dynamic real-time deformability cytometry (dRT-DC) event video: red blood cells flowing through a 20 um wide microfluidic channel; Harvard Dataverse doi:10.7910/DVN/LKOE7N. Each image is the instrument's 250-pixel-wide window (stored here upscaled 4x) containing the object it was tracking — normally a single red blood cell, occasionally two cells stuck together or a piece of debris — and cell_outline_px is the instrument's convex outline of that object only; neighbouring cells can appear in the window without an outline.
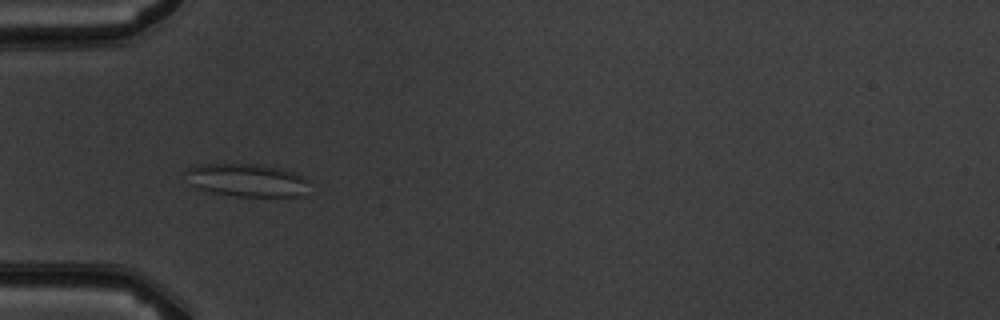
{"species": "common noctule bat (a hibernating species)", "species_latin": "Nyctalus noctula", "temperature_condition": "warm", "stored_images_in_passage": 9, "camera_frame_rate_fps": 3000, "um_per_image_px": 0.085, "animal": {"sex": "male", "body_mass_g": 19.5, "forearm_length_mm": 54.6}, "frame": {"image": 1, "passage_image": 6, "time_ms": 5.667, "image_size_px": [1000, 320], "cell_outline_px": [[308, 180], [300, 196], [232, 196], [212, 192], [200, 188], [192, 184], [184, 172], [188, 168], [196, 164], [256, 164], [276, 168], [292, 172], [304, 176]], "centroid_in_image_um": [20.93, 15.3], "position_along_channel_um": 64.1, "area_um2": 23.24}}
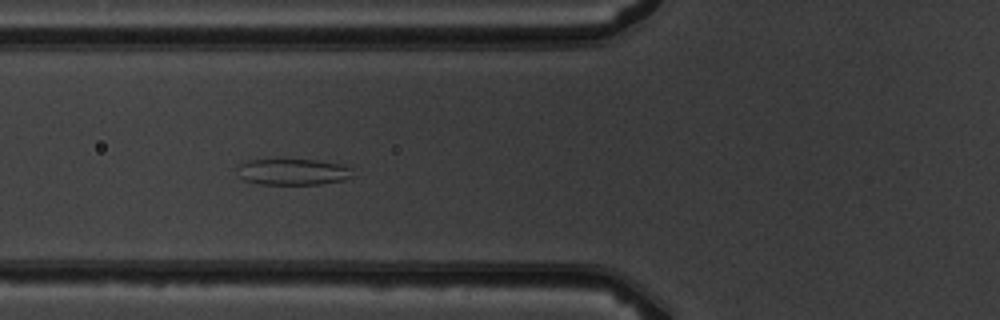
{"frame": {"image": 2, "passage_image": 7, "time_ms": 6.667, "image_size_px": [1000, 320], "cell_outline_px": [[352, 176], [344, 180], [320, 184], [260, 184], [244, 180], [240, 176], [236, 168], [240, 164], [248, 160], [316, 160], [344, 164], [352, 168]], "centroid_in_image_um": [24.92, 14.61], "position_along_channel_um": 100.9, "area_um2": 17.63}}
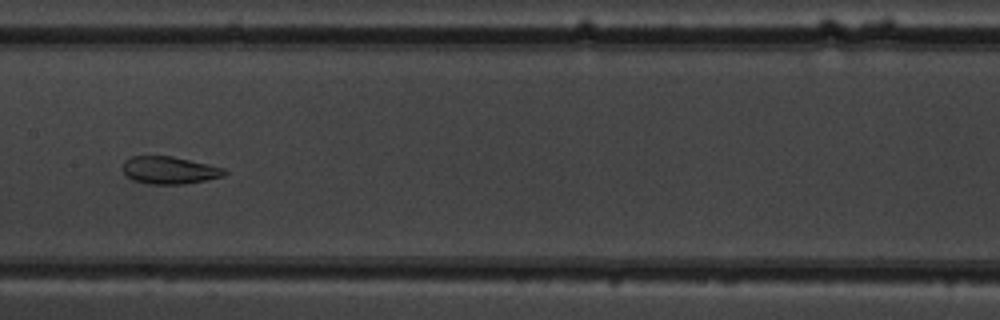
{"frame": {"image": 3, "passage_image": 9, "time_ms": 9.0, "image_size_px": [1000, 320], "cell_outline_px": [[228, 172], [224, 176], [184, 184], [148, 184], [132, 180], [124, 172], [124, 160], [132, 156], [172, 156], [208, 164], [224, 168]], "centroid_in_image_um": [14.41, 14.47], "position_along_channel_um": 193.0, "area_um2": 16.18}}